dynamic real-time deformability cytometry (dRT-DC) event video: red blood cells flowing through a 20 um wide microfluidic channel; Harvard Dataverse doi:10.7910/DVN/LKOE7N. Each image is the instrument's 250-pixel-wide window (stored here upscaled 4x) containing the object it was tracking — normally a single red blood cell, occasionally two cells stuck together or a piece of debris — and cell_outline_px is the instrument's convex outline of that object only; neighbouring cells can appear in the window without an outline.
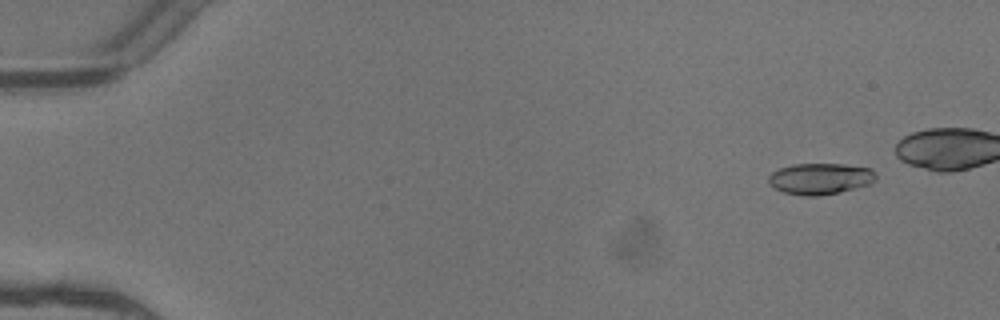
{"species": "common noctule bat (a hibernating species)", "species_latin": "Nyctalus noctula", "temperature_condition": "warm", "stored_images_in_passage": 8, "camera_frame_rate_fps": 3000, "um_per_image_px": 0.085, "animal": {"sex": "female"}, "frame": {"image": 1, "passage_image": 2, "time_ms": 0.333, "image_size_px": [1000, 320], "cell_outline_px": [[876, 180], [868, 184], [840, 192], [816, 196], [804, 196], [784, 192], [776, 188], [768, 180], [768, 176], [772, 172], [780, 168], [792, 164], [844, 164], [872, 168], [876, 176]], "centroid_in_image_um": [69.73, 15.18], "position_along_channel_um": 15.3, "area_um2": 19.42}}
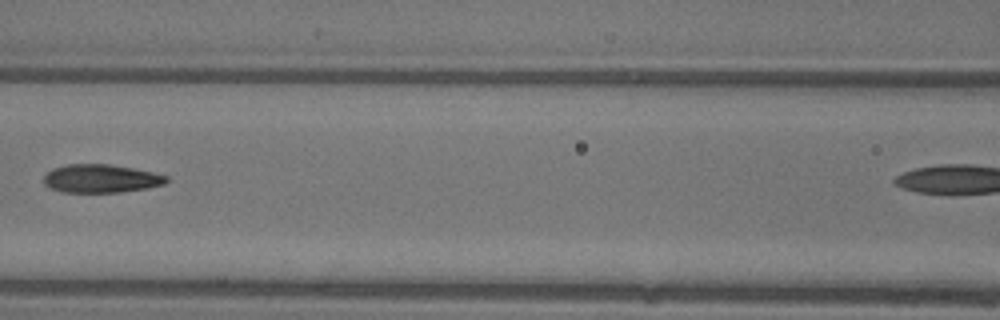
{"frame": {"image": 2, "passage_image": 7, "time_ms": 2.0, "image_size_px": [1000, 320], "cell_outline_px": [[168, 180], [164, 184], [148, 188], [120, 192], [64, 192], [52, 188], [44, 184], [44, 176], [52, 168], [68, 164], [108, 164], [132, 168], [152, 172], [168, 176]], "centroid_in_image_um": [8.59, 15.17], "position_along_channel_um": 158.0, "area_um2": 20.11}}